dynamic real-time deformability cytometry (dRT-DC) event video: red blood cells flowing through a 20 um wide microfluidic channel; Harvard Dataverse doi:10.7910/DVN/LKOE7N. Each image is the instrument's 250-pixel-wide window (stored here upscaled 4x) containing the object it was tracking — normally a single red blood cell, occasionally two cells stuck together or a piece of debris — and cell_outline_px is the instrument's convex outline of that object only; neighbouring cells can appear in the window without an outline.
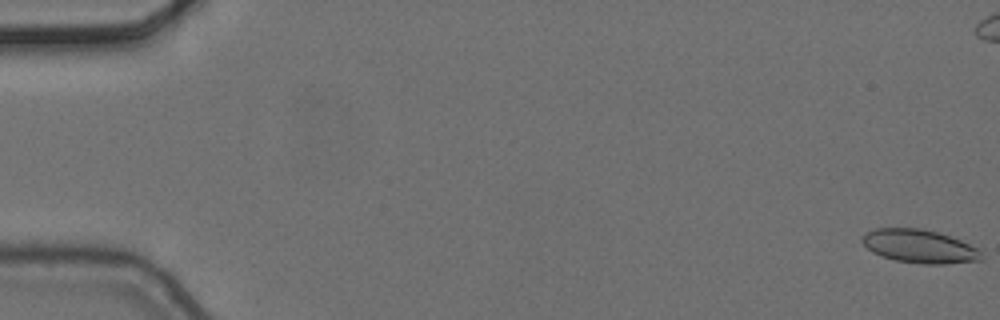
{"species": "common noctule bat (a hibernating species)", "species_latin": "Nyctalus noctula", "temperature_condition": "cold", "stored_images_in_passage": 9, "camera_frame_rate_fps": 3000, "um_per_image_px": 0.085, "animal": {"sex": "female", "body_mass_g": 24.6, "forearm_length_mm": 56.2}, "frame": {"image": 1, "passage_image": 1, "time_ms": 0.0, "image_size_px": [1000, 320], "cell_outline_px": [[984, 260], [944, 264], [924, 264], [896, 260], [872, 252], [860, 240], [868, 232], [876, 228], [920, 228], [936, 232], [960, 240], [976, 248], [984, 256]], "centroid_in_image_um": [78.18, 20.94], "position_along_channel_um": 6.8, "area_um2": 22.89}}
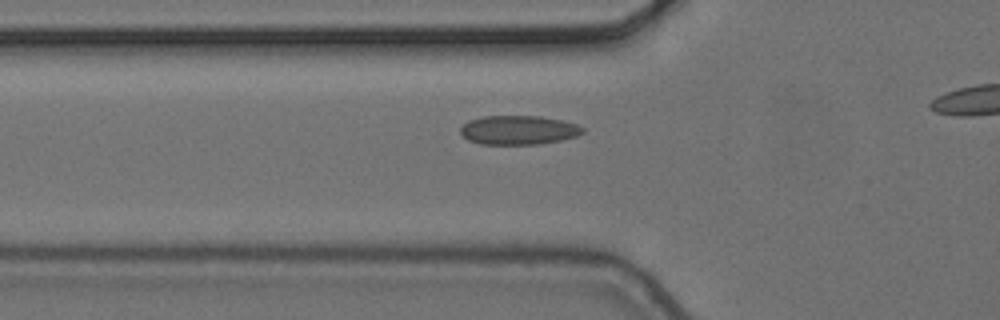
{"frame": {"image": 2, "passage_image": 7, "time_ms": 2.0, "image_size_px": [1000, 320], "cell_outline_px": [[584, 132], [576, 136], [560, 140], [536, 144], [480, 144], [468, 140], [460, 132], [460, 128], [468, 120], [484, 116], [540, 116], [560, 120], [576, 124], [584, 128]], "centroid_in_image_um": [44.05, 11.05], "position_along_channel_um": 81.8, "area_um2": 20.58}}